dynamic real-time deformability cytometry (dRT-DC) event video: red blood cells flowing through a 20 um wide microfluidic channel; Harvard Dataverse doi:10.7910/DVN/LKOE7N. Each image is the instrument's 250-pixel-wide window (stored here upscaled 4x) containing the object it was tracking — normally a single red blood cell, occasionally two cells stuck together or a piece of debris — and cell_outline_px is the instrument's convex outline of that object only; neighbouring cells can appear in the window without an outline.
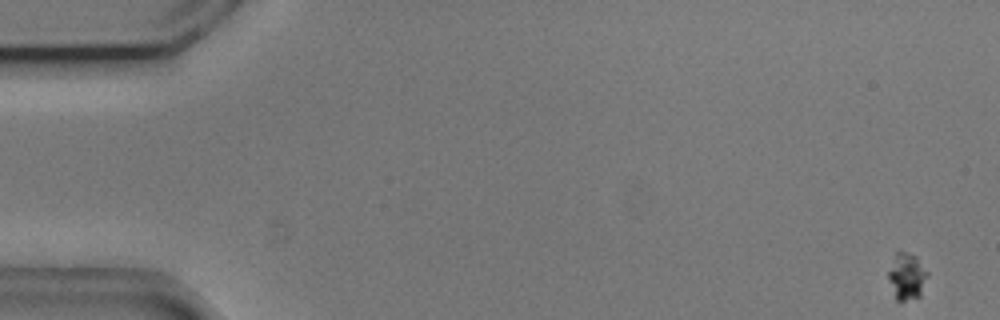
{"species": "common noctule bat (a hibernating species)", "species_latin": "Nyctalus noctula", "temperature_condition": "cold", "stored_images_in_passage": 55, "camera_frame_rate_fps": 3000, "um_per_image_px": 0.085, "animal": {"sex": "male", "body_mass_g": 20.5, "forearm_length_mm": 52.5}, "frame": {"image": 1, "passage_image": 1, "time_ms": 0.0, "image_size_px": [1000, 320], "cell_outline_px": [[928, 276], [920, 296], [904, 300], [896, 300], [888, 276], [888, 272], [896, 252], [908, 252], [916, 256], [928, 272]], "centroid_in_image_um": [77.1, 23.47], "position_along_channel_um": 7.9, "area_um2": 10.4}}
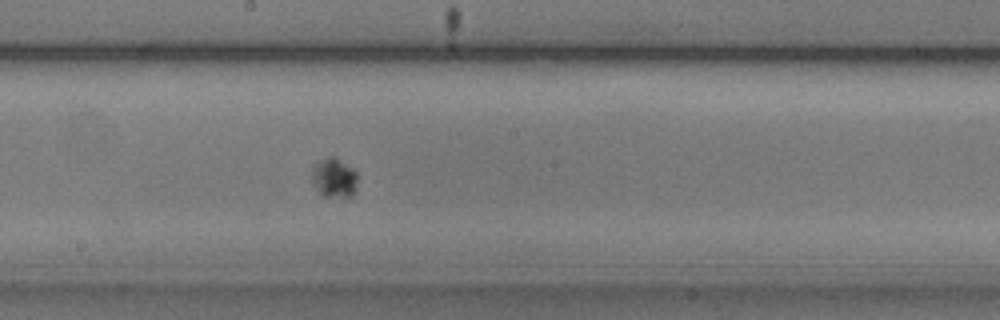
{"frame": {"image": 2, "passage_image": 30, "time_ms": 9.667, "image_size_px": [1000, 320], "cell_outline_px": [[356, 180], [352, 196], [324, 196], [312, 184], [312, 168], [320, 160], [332, 156], [336, 156], [352, 168], [356, 172]], "centroid_in_image_um": [28.37, 15.09], "position_along_channel_um": 219.8, "area_um2": 10.23}}
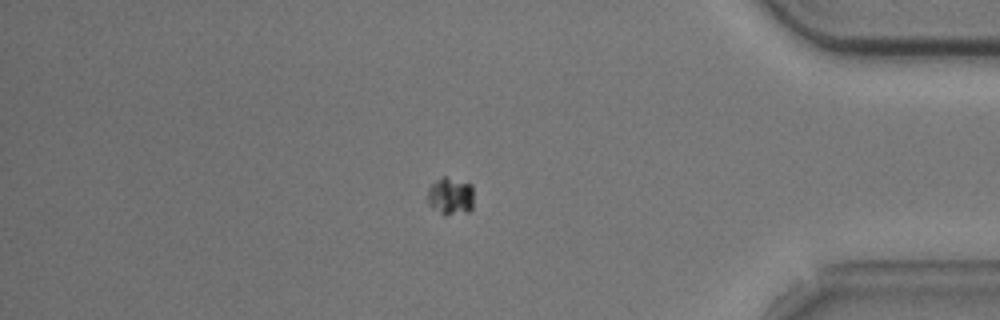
{"frame": {"image": 3, "passage_image": 47, "time_ms": 15.333, "image_size_px": [1000, 320], "cell_outline_px": [[472, 208], [468, 212], [444, 216], [432, 208], [428, 204], [428, 188], [436, 180], [444, 176], [472, 184]], "centroid_in_image_um": [38.28, 16.69], "position_along_channel_um": 396.9, "area_um2": 10.17}}